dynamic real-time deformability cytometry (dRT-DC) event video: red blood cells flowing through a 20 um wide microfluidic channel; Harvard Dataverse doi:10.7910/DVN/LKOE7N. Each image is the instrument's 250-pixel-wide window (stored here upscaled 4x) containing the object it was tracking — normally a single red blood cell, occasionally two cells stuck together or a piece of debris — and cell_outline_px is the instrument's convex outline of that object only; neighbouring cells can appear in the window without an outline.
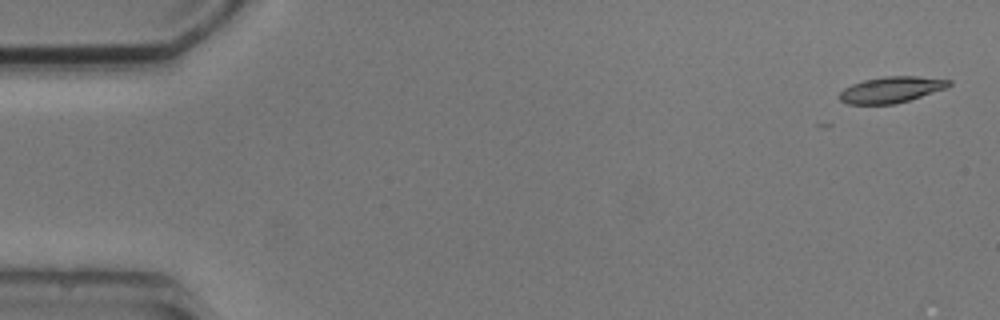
{"species": "common noctule bat (a hibernating species)", "species_latin": "Nyctalus noctula", "temperature_condition": "cold", "stored_images_in_passage": 4, "camera_frame_rate_fps": 3000, "um_per_image_px": 0.085, "animal": {"sex": "male", "body_mass_g": 20.5, "forearm_length_mm": 52.5}, "frame": {"image": 1, "passage_image": 1, "time_ms": 0.0, "image_size_px": [1000, 320], "cell_outline_px": [[952, 84], [944, 88], [896, 104], [848, 104], [840, 100], [840, 92], [844, 88], [852, 84], [864, 80], [884, 76], [916, 76], [952, 80]], "centroid_in_image_um": [75.73, 7.61], "position_along_channel_um": 9.3, "area_um2": 16.42}}